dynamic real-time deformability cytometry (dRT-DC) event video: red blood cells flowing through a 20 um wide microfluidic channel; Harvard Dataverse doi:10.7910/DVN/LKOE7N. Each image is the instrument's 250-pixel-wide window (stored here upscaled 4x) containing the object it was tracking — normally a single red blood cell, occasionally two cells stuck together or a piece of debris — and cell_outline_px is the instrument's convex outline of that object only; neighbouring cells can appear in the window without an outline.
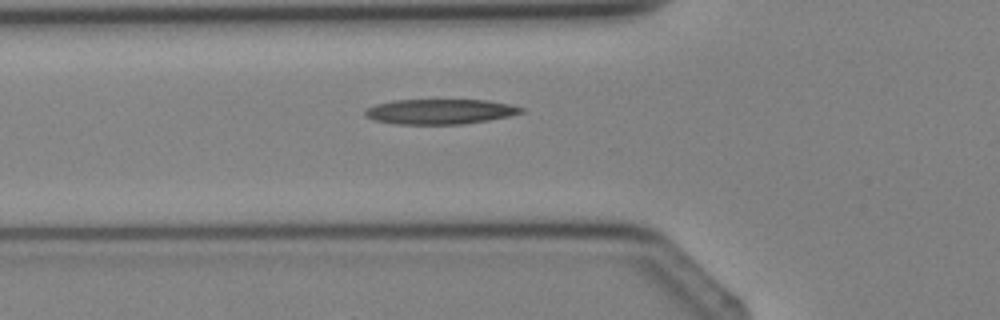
{"species": "Egyptian fruit bat (a non-hibernating species)", "species_latin": "Rousettus aegyptiacus", "temperature_condition": "cold", "stored_images_in_passage": 5, "camera_frame_rate_fps": 3000, "um_per_image_px": 0.085, "animal": {"sex": "female"}, "frame": {"image": 1, "passage_image": 5, "time_ms": 5.667, "image_size_px": [1000, 320], "cell_outline_px": [[524, 112], [508, 116], [488, 120], [464, 124], [396, 124], [372, 120], [364, 112], [368, 108], [376, 104], [392, 100], [488, 100], [508, 104], [524, 108]], "centroid_in_image_um": [37.4, 9.48], "position_along_channel_um": 88.4, "area_um2": 22.72}}